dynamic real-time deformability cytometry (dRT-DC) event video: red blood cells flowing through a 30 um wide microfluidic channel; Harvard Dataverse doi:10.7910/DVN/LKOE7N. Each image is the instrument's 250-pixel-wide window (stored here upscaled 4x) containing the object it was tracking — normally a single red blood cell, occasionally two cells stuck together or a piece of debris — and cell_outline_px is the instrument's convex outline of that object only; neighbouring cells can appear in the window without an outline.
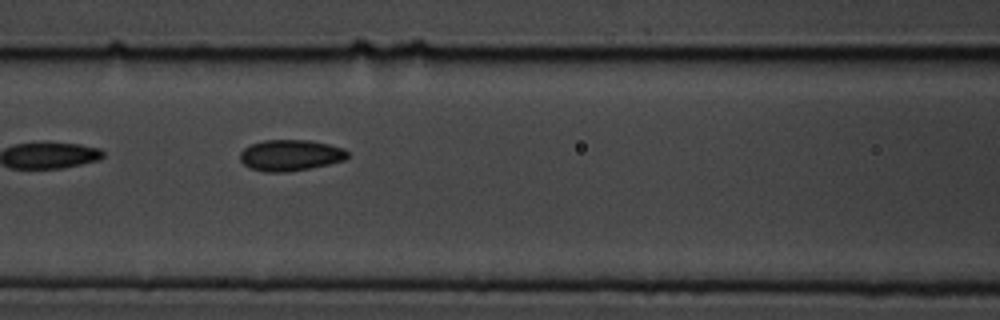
{"species": "common noctule bat (a hibernating species)", "species_latin": "Nyctalus noctula", "temperature_condition": "cold", "stored_images_in_passage": 9, "camera_frame_rate_fps": 3000, "um_per_image_px": 0.085, "animal": {"sex": "male", "body_mass_g": 19.5, "forearm_length_mm": 54.6}, "frame": {"image": 1, "passage_image": 4, "time_ms": 3.333, "image_size_px": [1000, 320], "cell_outline_px": [[348, 156], [344, 160], [328, 164], [288, 172], [264, 172], [248, 168], [240, 160], [240, 152], [244, 148], [252, 144], [264, 140], [308, 140], [328, 144], [344, 148], [348, 152]], "centroid_in_image_um": [24.66, 13.2], "position_along_channel_um": 141.9, "area_um2": 19.48}}
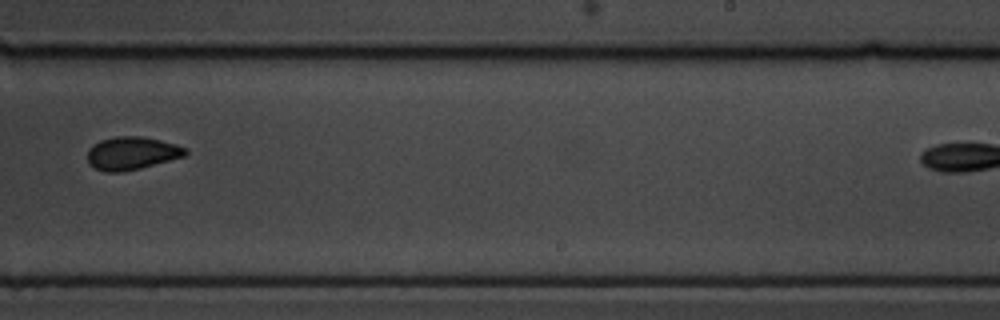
{"frame": {"image": 2, "passage_image": 7, "time_ms": 7.0, "image_size_px": [1000, 320], "cell_outline_px": [[188, 152], [184, 156], [140, 168], [120, 172], [104, 172], [92, 168], [88, 164], [88, 148], [92, 144], [100, 140], [116, 136], [140, 136], [160, 140], [176, 144], [188, 148]], "centroid_in_image_um": [11.16, 13.02], "position_along_channel_um": 277.8, "area_um2": 18.96}}
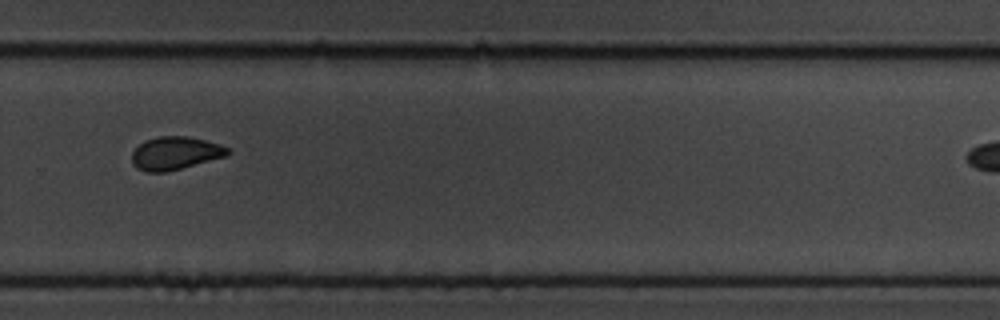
{"frame": {"image": 3, "passage_image": 8, "time_ms": 8.0, "image_size_px": [1000, 320], "cell_outline_px": [[232, 152], [228, 156], [168, 172], [144, 172], [136, 168], [132, 164], [132, 152], [144, 140], [156, 136], [188, 136], [220, 144], [228, 148]], "centroid_in_image_um": [14.9, 13.03], "position_along_channel_um": 314.9, "area_um2": 18.79}}